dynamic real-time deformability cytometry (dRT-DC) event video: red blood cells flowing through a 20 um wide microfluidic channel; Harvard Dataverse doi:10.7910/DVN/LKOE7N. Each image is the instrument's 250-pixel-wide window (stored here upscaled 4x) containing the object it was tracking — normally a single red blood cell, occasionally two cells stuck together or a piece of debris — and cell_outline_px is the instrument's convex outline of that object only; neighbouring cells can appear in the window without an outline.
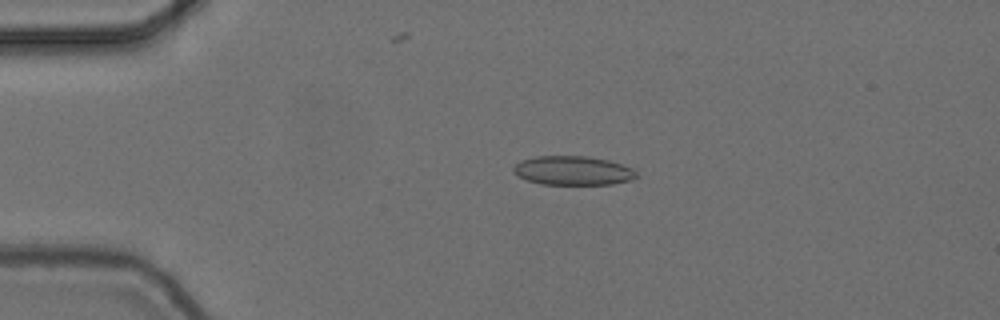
{"species": "common noctule bat (a hibernating species)", "species_latin": "Nyctalus noctula", "temperature_condition": "cold", "stored_images_in_passage": 55, "camera_frame_rate_fps": 3000, "um_per_image_px": 0.085, "animal": {"sex": "female", "body_mass_g": 24.6, "forearm_length_mm": 56.2}, "frame": {"image": 1, "passage_image": 12, "time_ms": 3.667, "image_size_px": [1000, 320], "cell_outline_px": [[636, 176], [632, 180], [612, 184], [540, 184], [516, 176], [512, 172], [512, 168], [520, 160], [536, 156], [588, 156], [608, 160], [632, 168], [636, 172]], "centroid_in_image_um": [48.65, 14.5], "position_along_channel_um": 36.3, "area_um2": 20.87}}
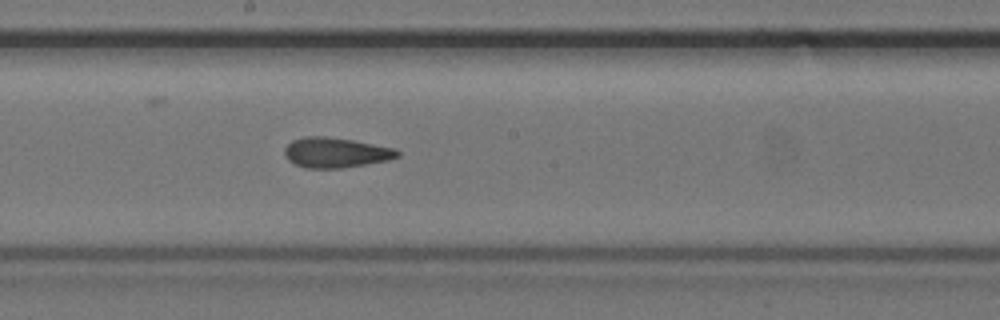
{"frame": {"image": 2, "passage_image": 30, "time_ms": 9.667, "image_size_px": [1000, 320], "cell_outline_px": [[400, 156], [388, 160], [340, 168], [304, 168], [288, 160], [284, 156], [284, 148], [292, 140], [304, 136], [324, 136], [352, 140], [396, 148], [400, 152]], "centroid_in_image_um": [28.52, 12.96], "position_along_channel_um": 219.7, "area_um2": 19.83}}
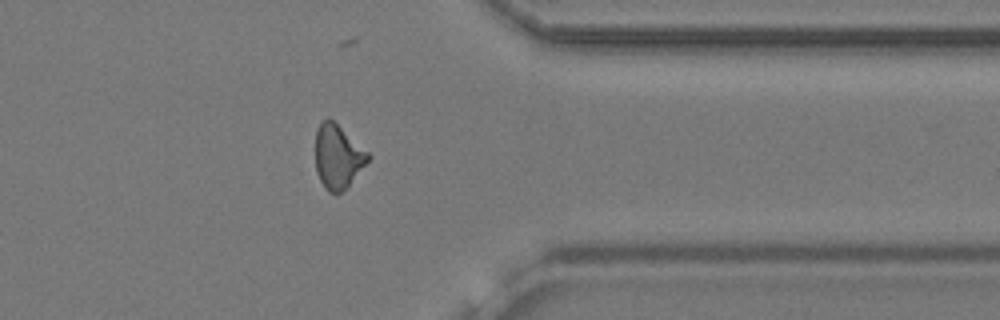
{"frame": {"image": 3, "passage_image": 44, "time_ms": 14.333, "image_size_px": [1000, 320], "cell_outline_px": [[372, 156], [348, 184], [340, 192], [328, 192], [324, 188], [316, 172], [316, 132], [320, 120], [332, 120], [368, 152]], "centroid_in_image_um": [28.69, 13.3], "position_along_channel_um": 382.7, "area_um2": 19.02}, "authors_computed_cell_mechanics": {"area_um2": 19.9988, "velocity_mm_per_s": 3.7119, "shape_relaxation_time_tau1_ms": null, "shape_relaxation_time_tau2_ms": 2.6165, "deformation_change_tau1": null, "deformation_change_tau2": 0.0872}}